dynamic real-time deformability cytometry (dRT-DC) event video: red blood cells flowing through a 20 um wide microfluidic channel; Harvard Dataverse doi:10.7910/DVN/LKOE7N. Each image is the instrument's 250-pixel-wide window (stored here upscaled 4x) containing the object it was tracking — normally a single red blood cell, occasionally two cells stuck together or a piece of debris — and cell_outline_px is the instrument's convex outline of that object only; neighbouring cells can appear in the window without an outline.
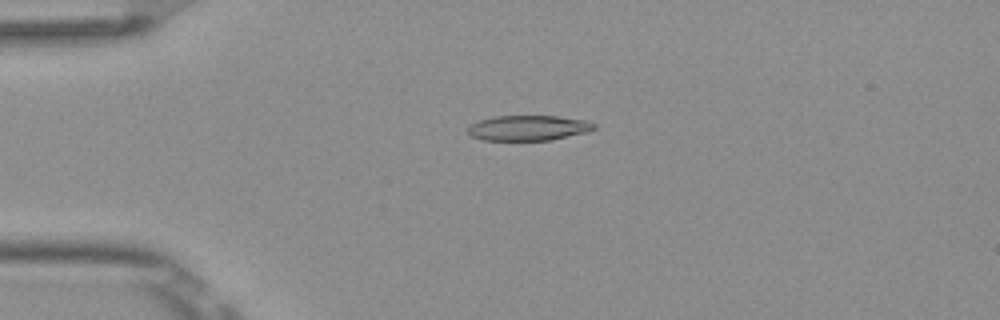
{"species": "Egyptian fruit bat (a non-hibernating species)", "species_latin": "Rousettus aegyptiacus", "temperature_condition": "room temperature", "stored_images_in_passage": 45, "camera_frame_rate_fps": 3000, "um_per_image_px": 0.085, "frame": {"image": 1, "passage_image": 5, "time_ms": 1.333, "image_size_px": [1000, 320], "cell_outline_px": [[596, 128], [588, 132], [552, 140], [484, 140], [472, 136], [468, 132], [468, 128], [472, 124], [480, 120], [496, 116], [556, 116], [584, 120], [596, 124]], "centroid_in_image_um": [44.95, 10.88], "position_along_channel_um": 40.1, "area_um2": 18.44}}
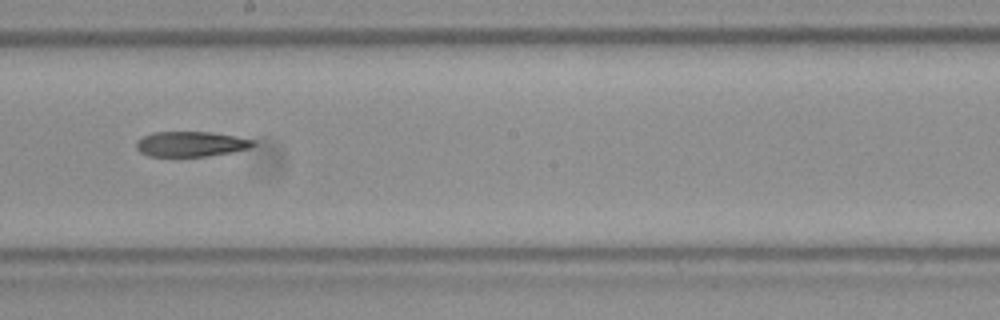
{"frame": {"image": 2, "passage_image": 22, "time_ms": 7.0, "image_size_px": [1000, 320], "cell_outline_px": [[256, 144], [248, 148], [232, 152], [208, 156], [148, 156], [140, 152], [136, 148], [136, 140], [152, 132], [212, 132], [236, 136], [256, 140]], "centroid_in_image_um": [16.23, 12.24], "position_along_channel_um": 232.0, "area_um2": 17.22}}
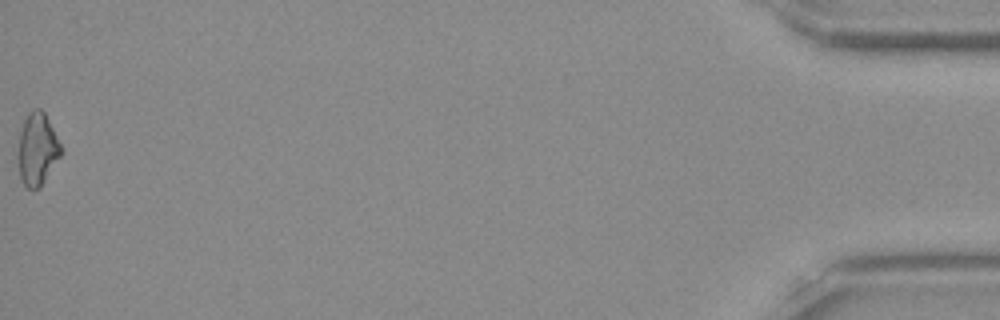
{"frame": {"image": 3, "passage_image": 45, "time_ms": 14.667, "image_size_px": [1000, 320], "cell_outline_px": [[64, 152], [40, 188], [28, 188], [24, 184], [20, 176], [16, 156], [20, 132], [24, 120], [28, 112], [32, 108], [40, 108], [44, 112], [64, 148]], "centroid_in_image_um": [3.18, 12.67], "position_along_channel_um": 432.0, "area_um2": 18.61}}